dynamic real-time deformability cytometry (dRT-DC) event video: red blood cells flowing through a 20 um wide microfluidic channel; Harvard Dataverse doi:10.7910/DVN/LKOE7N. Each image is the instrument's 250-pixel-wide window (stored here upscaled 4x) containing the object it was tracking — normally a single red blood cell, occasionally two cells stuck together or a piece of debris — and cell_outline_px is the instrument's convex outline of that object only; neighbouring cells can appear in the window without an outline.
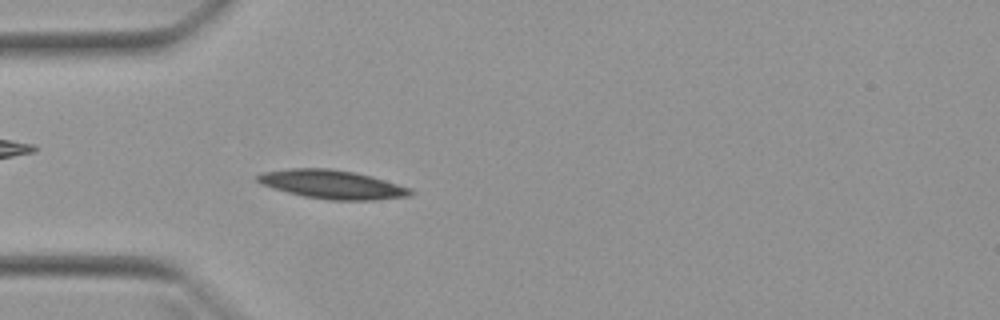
{"species": "Egyptian fruit bat (a non-hibernating species)", "species_latin": "Rousettus aegyptiacus", "temperature_condition": "warm", "stored_images_in_passage": 51, "camera_frame_rate_fps": 3000, "um_per_image_px": 0.085, "animal": {"sex": "female"}, "frame": {"image": 1, "passage_image": 14, "time_ms": 4.333, "image_size_px": [1000, 320], "cell_outline_px": [[416, 192], [408, 196], [376, 200], [328, 200], [304, 196], [272, 188], [260, 184], [256, 180], [256, 176], [260, 172], [288, 168], [328, 168], [356, 172], [372, 176], [412, 188]], "centroid_in_image_um": [28.24, 15.67], "position_along_channel_um": 56.8, "area_um2": 25.89}}
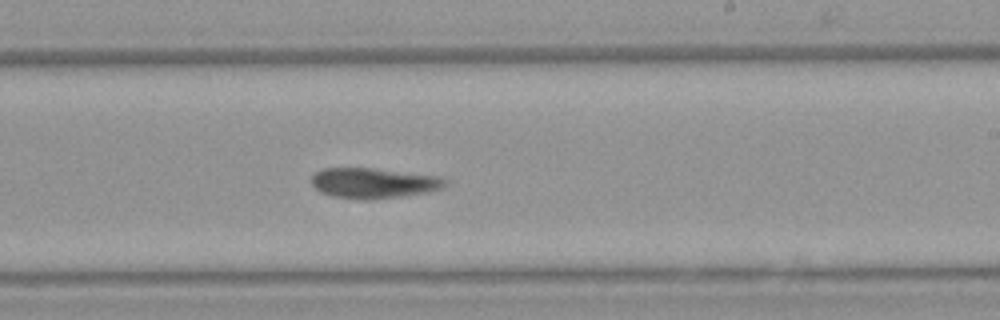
{"frame": {"image": 2, "passage_image": 30, "time_ms": 9.667, "image_size_px": [1000, 320], "cell_outline_px": [[444, 184], [440, 188], [428, 192], [372, 200], [360, 200], [332, 196], [320, 192], [312, 184], [312, 176], [320, 168], [372, 168], [436, 176], [444, 180]], "centroid_in_image_um": [31.66, 15.57], "position_along_channel_um": 257.3, "area_um2": 23.35}}
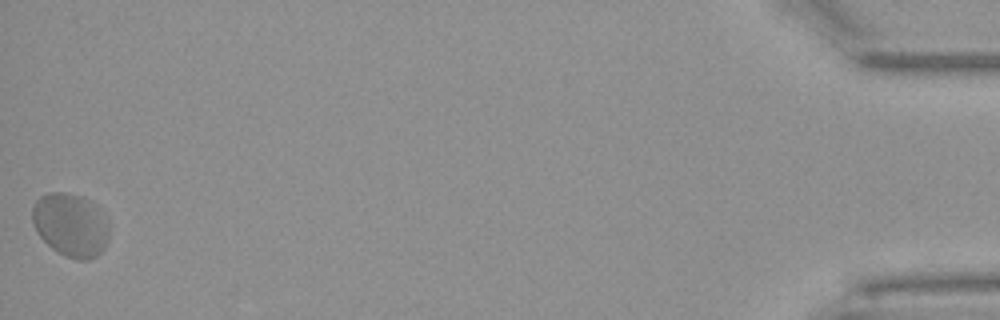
{"frame": {"image": 3, "passage_image": 51, "time_ms": 16.667, "image_size_px": [1000, 320], "cell_outline_px": [[108, 240], [104, 248], [96, 256], [88, 260], [76, 260], [64, 256], [52, 248], [36, 232], [32, 220], [32, 204], [40, 196], [48, 192], [64, 192], [84, 196], [96, 204], [108, 228]], "centroid_in_image_um": [5.97, 19.1], "position_along_channel_um": 429.2, "area_um2": 28.5}, "authors_computed_cell_mechanics": {"area_um2": 24.565, "velocity_mm_per_s": 3.862, "shape_relaxation_time_tau1_ms": null, "shape_relaxation_time_tau2_ms": 2.013, "deformation_change_tau1": null, "deformation_change_tau2": 0.0607}}